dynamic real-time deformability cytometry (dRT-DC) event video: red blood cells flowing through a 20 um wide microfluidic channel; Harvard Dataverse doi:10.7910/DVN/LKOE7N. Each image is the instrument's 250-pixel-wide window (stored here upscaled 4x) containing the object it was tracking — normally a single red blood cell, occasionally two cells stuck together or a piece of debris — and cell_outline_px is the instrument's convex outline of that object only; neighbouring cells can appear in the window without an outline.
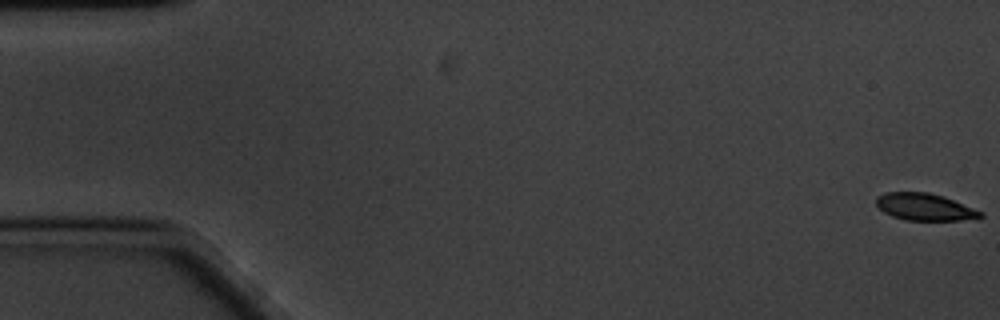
{"species": "common noctule bat (a hibernating species)", "species_latin": "Nyctalus noctula", "temperature_condition": "cold", "stored_images_in_passage": 19, "camera_frame_rate_fps": 3000, "um_per_image_px": 0.085, "animal": {"sex": "male", "body_mass_g": 20.1, "forearm_length_mm": 53.5}, "frame": {"image": 1, "passage_image": 1, "time_ms": 0.0, "image_size_px": [1000, 320], "cell_outline_px": [[984, 216], [980, 220], [904, 220], [892, 216], [884, 212], [876, 204], [876, 196], [884, 192], [928, 192], [944, 196], [984, 212]], "centroid_in_image_um": [78.66, 17.6], "position_along_channel_um": 6.3, "area_um2": 16.76}}
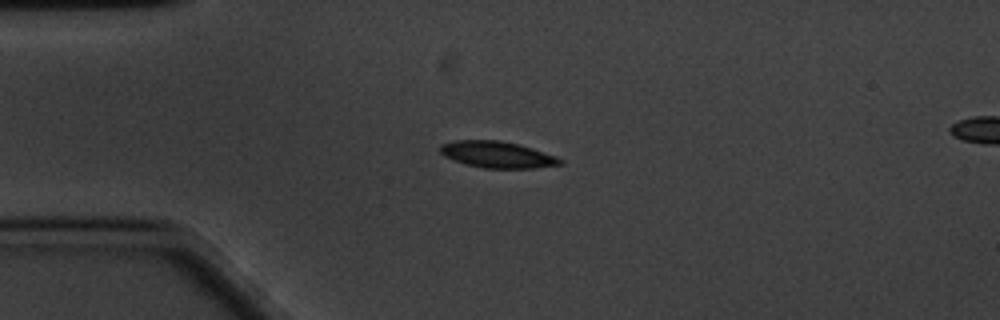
{"frame": {"image": 2, "passage_image": 15, "time_ms": 4.667, "image_size_px": [1000, 320], "cell_outline_px": [[564, 164], [532, 168], [484, 168], [468, 164], [444, 156], [440, 152], [440, 144], [456, 140], [500, 140], [520, 144], [556, 156], [564, 160]], "centroid_in_image_um": [42.3, 13.13], "position_along_channel_um": 42.7, "area_um2": 18.44}}